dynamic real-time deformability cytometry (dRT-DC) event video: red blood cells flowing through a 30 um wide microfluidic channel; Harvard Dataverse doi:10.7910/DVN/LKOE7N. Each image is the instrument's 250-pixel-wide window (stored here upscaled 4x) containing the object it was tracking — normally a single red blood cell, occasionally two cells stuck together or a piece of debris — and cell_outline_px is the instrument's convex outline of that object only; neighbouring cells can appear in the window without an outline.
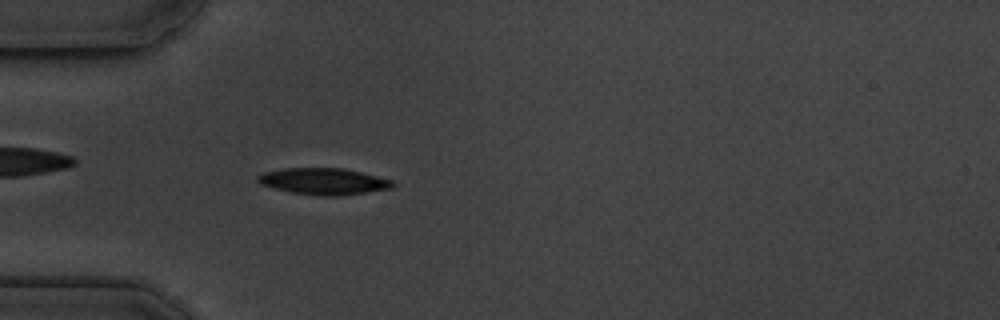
{"species": "common noctule bat (a hibernating species)", "species_latin": "Nyctalus noctula", "temperature_condition": "cold", "stored_images_in_passage": 6, "camera_frame_rate_fps": 3000, "um_per_image_px": 0.085, "animal": {"sex": "male", "body_mass_g": 19.5, "forearm_length_mm": 54.6}, "frame": {"image": 1, "passage_image": 6, "time_ms": 5.333, "image_size_px": [1000, 320], "cell_outline_px": [[396, 184], [392, 188], [340, 196], [324, 196], [292, 192], [260, 184], [256, 180], [256, 176], [264, 172], [284, 168], [344, 168], [392, 180]], "centroid_in_image_um": [27.51, 15.41], "position_along_channel_um": 57.5, "area_um2": 20.69}}